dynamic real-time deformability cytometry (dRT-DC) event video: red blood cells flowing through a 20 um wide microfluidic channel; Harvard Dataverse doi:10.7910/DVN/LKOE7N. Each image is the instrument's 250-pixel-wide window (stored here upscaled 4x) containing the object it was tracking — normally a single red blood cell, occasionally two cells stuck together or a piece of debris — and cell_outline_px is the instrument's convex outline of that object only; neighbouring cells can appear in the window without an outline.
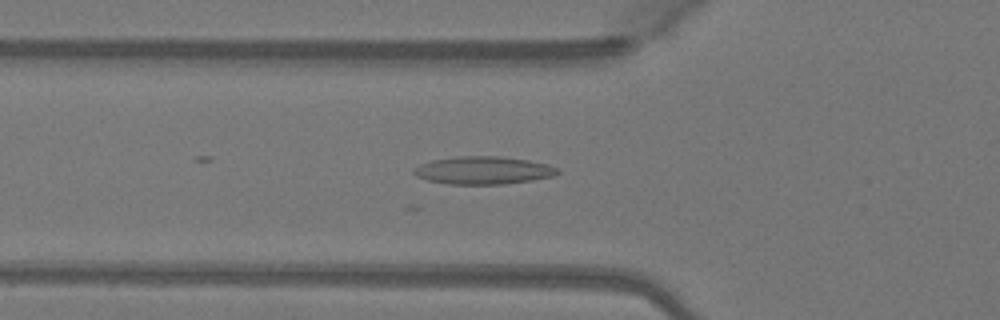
{"species": "Egyptian fruit bat (a non-hibernating species)", "species_latin": "Rousettus aegyptiacus", "temperature_condition": "warm", "stored_images_in_passage": 23, "camera_frame_rate_fps": 3000, "um_per_image_px": 0.085, "animal": {"sex": "female"}, "frame": {"image": 1, "passage_image": 6, "time_ms": 1.667, "image_size_px": [1000, 320], "cell_outline_px": [[560, 172], [552, 176], [532, 180], [504, 184], [448, 184], [428, 180], [416, 176], [412, 172], [412, 168], [420, 164], [432, 160], [456, 156], [496, 156], [528, 160], [548, 164], [556, 168]], "centroid_in_image_um": [41.03, 14.48], "position_along_channel_um": 84.8, "area_um2": 23.24}}
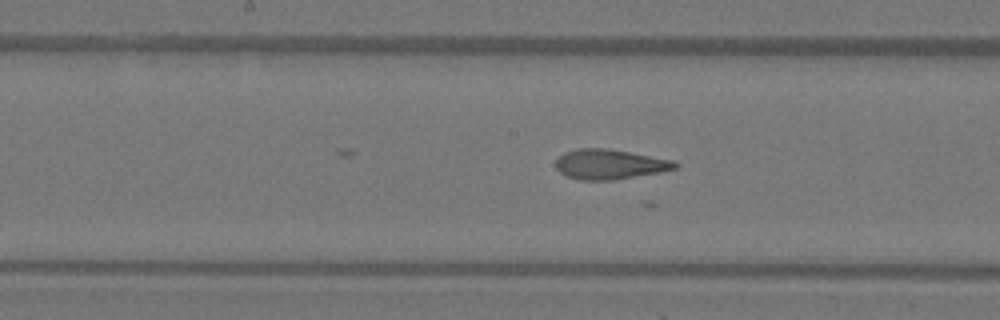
{"frame": {"image": 2, "passage_image": 14, "time_ms": 4.333, "image_size_px": [1000, 320], "cell_outline_px": [[680, 164], [676, 168], [660, 172], [612, 180], [580, 180], [568, 176], [560, 172], [556, 168], [556, 160], [564, 152], [576, 148], [608, 148], [676, 160]], "centroid_in_image_um": [51.85, 13.95], "position_along_channel_um": 196.3, "area_um2": 20.92}}
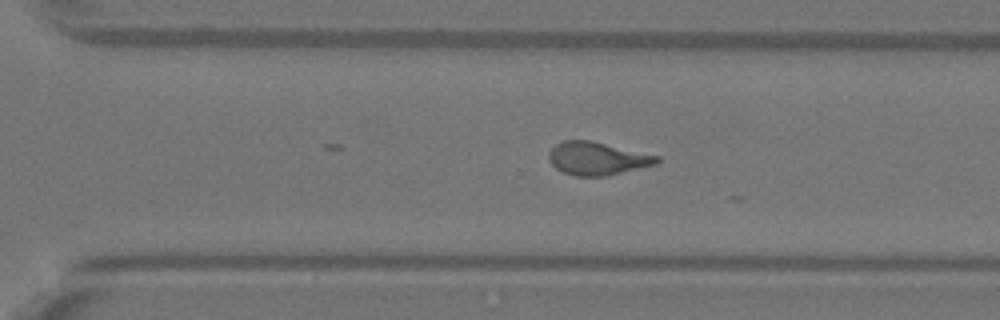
{"frame": {"image": 3, "passage_image": 23, "time_ms": 7.333, "image_size_px": [1000, 320], "cell_outline_px": [[660, 160], [656, 164], [604, 176], [576, 176], [564, 172], [556, 168], [548, 160], [548, 152], [556, 144], [564, 140], [592, 140], [660, 156]], "centroid_in_image_um": [50.75, 13.45], "position_along_channel_um": 319.8, "area_um2": 20.75}}